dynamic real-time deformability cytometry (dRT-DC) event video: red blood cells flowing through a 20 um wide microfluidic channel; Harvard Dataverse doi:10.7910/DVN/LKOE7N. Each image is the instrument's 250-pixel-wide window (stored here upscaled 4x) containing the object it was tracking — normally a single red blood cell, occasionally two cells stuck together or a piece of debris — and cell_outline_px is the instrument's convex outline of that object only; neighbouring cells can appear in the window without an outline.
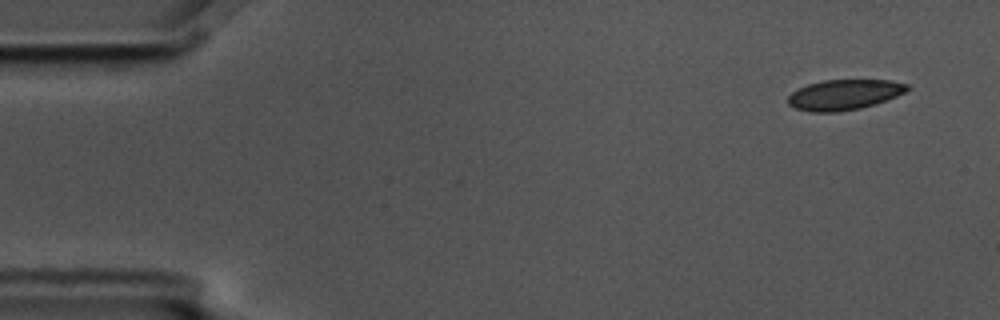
{"species": "common noctule bat (a hibernating species)", "species_latin": "Nyctalus noctula", "temperature_condition": "cold", "stored_images_in_passage": 10, "camera_frame_rate_fps": 3000, "um_per_image_px": 0.085, "animal": {"sex": "male", "body_mass_g": 17.5, "forearm_length_mm": 52.3}, "frame": {"image": 1, "passage_image": 1, "time_ms": 0.0, "image_size_px": [1000, 320], "cell_outline_px": [[908, 88], [904, 92], [896, 96], [860, 108], [836, 112], [812, 112], [796, 108], [788, 104], [788, 96], [792, 92], [808, 84], [824, 80], [888, 80], [908, 84]], "centroid_in_image_um": [71.72, 8.04], "position_along_channel_um": 13.3, "area_um2": 20.69}}
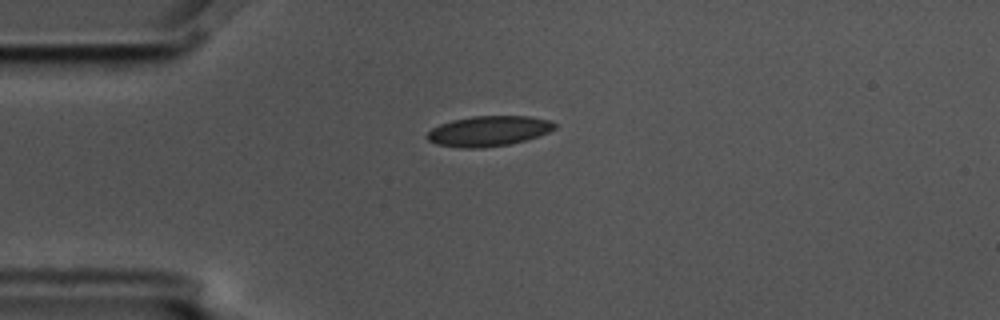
{"frame": {"image": 2, "passage_image": 4, "time_ms": 1.0, "image_size_px": [1000, 320], "cell_outline_px": [[556, 128], [548, 132], [524, 140], [508, 144], [484, 148], [460, 148], [436, 144], [428, 140], [424, 136], [432, 128], [440, 124], [452, 120], [472, 116], [528, 116], [552, 120], [556, 124]], "centroid_in_image_um": [41.5, 11.14], "position_along_channel_um": 43.5, "area_um2": 22.54}}